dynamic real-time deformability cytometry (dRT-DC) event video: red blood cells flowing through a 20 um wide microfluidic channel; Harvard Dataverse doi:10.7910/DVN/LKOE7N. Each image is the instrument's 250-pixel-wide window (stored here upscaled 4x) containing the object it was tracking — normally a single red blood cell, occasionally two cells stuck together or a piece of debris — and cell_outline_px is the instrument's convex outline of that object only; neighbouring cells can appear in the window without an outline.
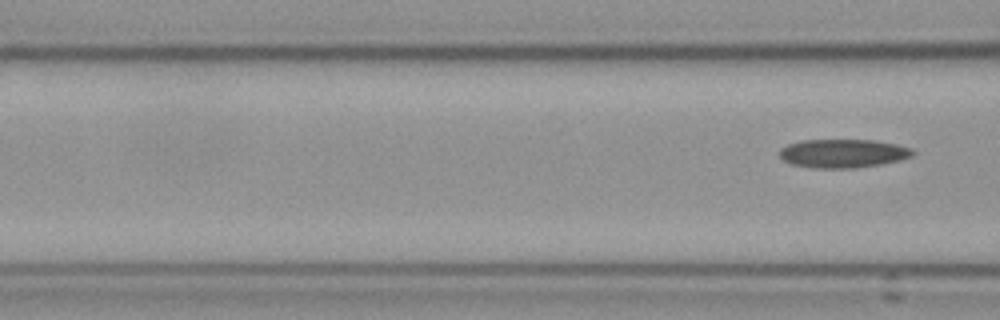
{"species": "Egyptian fruit bat (a non-hibernating species)", "species_latin": "Rousettus aegyptiacus", "temperature_condition": "cold", "stored_images_in_passage": 3, "segment_of_instrument_passage": [2, 2], "camera_frame_rate_fps": 3000, "um_per_image_px": 0.085, "frame": {"image": 1, "passage_image": 3, "time_ms": 3.333, "image_size_px": [1000, 320], "cell_outline_px": [[916, 152], [912, 156], [900, 160], [880, 164], [852, 168], [816, 168], [792, 164], [784, 160], [780, 156], [780, 148], [788, 144], [800, 140], [876, 140], [896, 144], [912, 148]], "centroid_in_image_um": [71.68, 13.03], "position_along_channel_um": 94.9, "area_um2": 22.2}}